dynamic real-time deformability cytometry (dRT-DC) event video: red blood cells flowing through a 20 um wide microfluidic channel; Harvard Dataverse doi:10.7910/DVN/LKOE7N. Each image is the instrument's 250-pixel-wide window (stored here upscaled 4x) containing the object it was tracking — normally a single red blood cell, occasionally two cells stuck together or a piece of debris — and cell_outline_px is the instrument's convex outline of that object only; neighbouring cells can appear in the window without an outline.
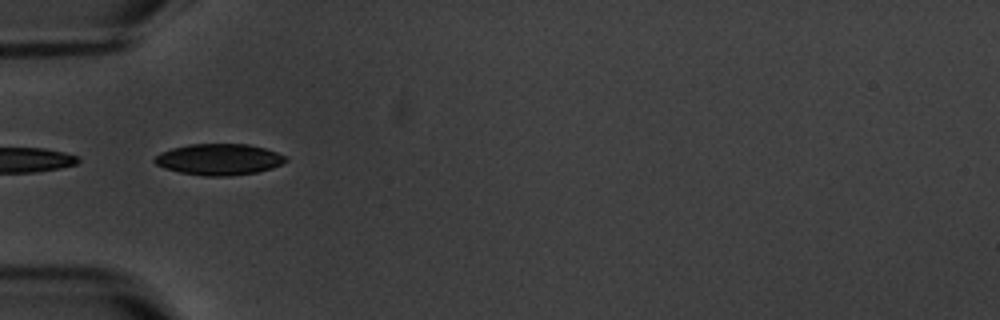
{"species": "common noctule bat (a hibernating species)", "species_latin": "Nyctalus noctula", "temperature_condition": "warm", "stored_images_in_passage": 5, "camera_frame_rate_fps": 3000, "um_per_image_px": 0.085, "animal": {"sex": "male", "body_mass_g": 20.1, "forearm_length_mm": 53.5}, "frame": {"image": 1, "passage_image": 5, "time_ms": 4.667, "image_size_px": [1000, 320], "cell_outline_px": [[288, 160], [272, 168], [256, 172], [228, 176], [204, 176], [180, 172], [164, 168], [156, 164], [152, 160], [160, 152], [172, 148], [188, 144], [248, 144], [264, 148], [288, 156]], "centroid_in_image_um": [18.61, 13.54], "position_along_channel_um": 66.4, "area_um2": 23.87}}